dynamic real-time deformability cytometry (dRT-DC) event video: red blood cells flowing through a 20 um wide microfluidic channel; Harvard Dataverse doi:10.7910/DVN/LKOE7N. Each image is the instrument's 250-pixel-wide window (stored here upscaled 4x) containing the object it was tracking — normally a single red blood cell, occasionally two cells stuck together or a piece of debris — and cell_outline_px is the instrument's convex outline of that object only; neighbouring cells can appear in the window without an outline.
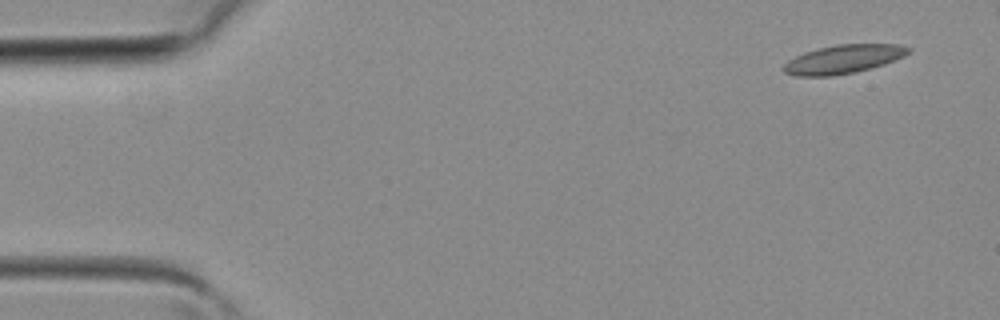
{"species": "common noctule bat (a hibernating species)", "species_latin": "Nyctalus noctula", "temperature_condition": "room temperature", "stored_images_in_passage": 35, "camera_frame_rate_fps": 3000, "um_per_image_px": 0.085, "animal": {"sex": "female", "body_mass_g": 19.3, "forearm_length_mm": 54.1}, "frame": {"image": 1, "passage_image": 1, "time_ms": 0.0, "image_size_px": [1000, 320], "cell_outline_px": [[912, 52], [904, 56], [884, 64], [872, 68], [856, 72], [832, 76], [796, 76], [784, 72], [780, 68], [788, 60], [804, 52], [836, 44], [896, 44], [912, 48]], "centroid_in_image_um": [71.69, 5.03], "position_along_channel_um": 13.3, "area_um2": 20.98}}
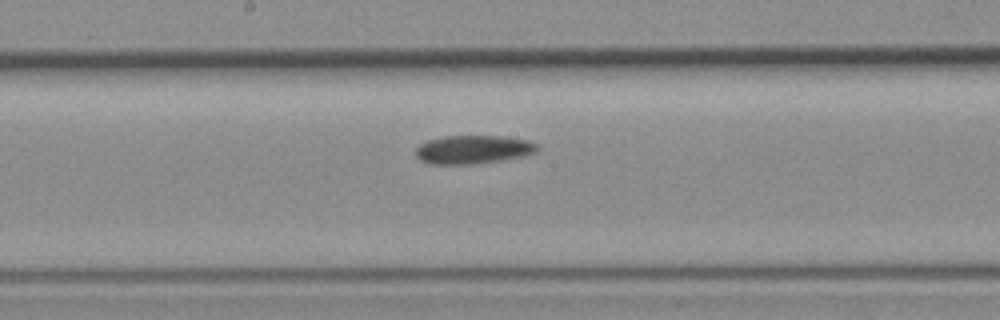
{"frame": {"image": 2, "passage_image": 19, "time_ms": 6.0, "image_size_px": [1000, 320], "cell_outline_px": [[536, 152], [524, 156], [504, 160], [472, 164], [432, 164], [420, 160], [416, 156], [416, 148], [420, 144], [428, 140], [444, 136], [500, 136], [528, 140], [536, 144]], "centroid_in_image_um": [40.2, 12.71], "position_along_channel_um": 208.0, "area_um2": 20.11}}
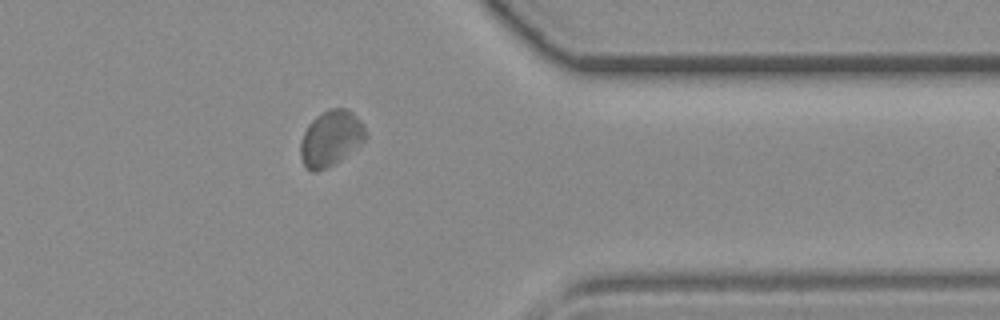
{"frame": {"image": 3, "passage_image": 30, "time_ms": 9.667, "image_size_px": [1000, 320], "cell_outline_px": [[368, 136], [364, 140], [340, 160], [316, 172], [312, 172], [304, 168], [300, 156], [300, 144], [304, 132], [308, 124], [316, 116], [332, 108], [344, 108], [352, 112], [360, 120]], "centroid_in_image_um": [28.09, 11.77], "position_along_channel_um": 383.3, "area_um2": 20.87}}